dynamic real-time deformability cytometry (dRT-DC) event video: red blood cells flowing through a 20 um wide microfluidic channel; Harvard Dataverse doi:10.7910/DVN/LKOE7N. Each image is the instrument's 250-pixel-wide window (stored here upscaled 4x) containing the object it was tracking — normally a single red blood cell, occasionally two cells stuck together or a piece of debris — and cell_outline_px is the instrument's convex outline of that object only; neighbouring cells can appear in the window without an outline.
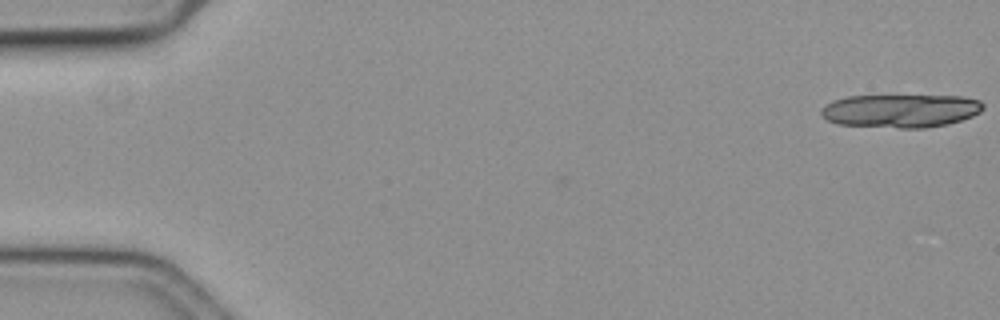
{"species": "common noctule bat (a hibernating species)", "species_latin": "Nyctalus noctula", "temperature_condition": "cold", "stored_images_in_passage": 16, "camera_frame_rate_fps": 3000, "um_per_image_px": 0.085, "animal": {"sex": "female", "body_mass_g": 19.3, "forearm_length_mm": 54.1}, "frame": {"image": 1, "passage_image": 1, "time_ms": 0.0, "image_size_px": [1000, 320], "cell_outline_px": [[984, 108], [980, 112], [972, 116], [948, 124], [924, 128], [900, 128], [836, 124], [820, 116], [820, 108], [832, 100], [848, 96], [960, 96], [980, 100], [984, 104]], "centroid_in_image_um": [76.53, 9.42], "position_along_channel_um": 8.5, "area_um2": 31.62}}